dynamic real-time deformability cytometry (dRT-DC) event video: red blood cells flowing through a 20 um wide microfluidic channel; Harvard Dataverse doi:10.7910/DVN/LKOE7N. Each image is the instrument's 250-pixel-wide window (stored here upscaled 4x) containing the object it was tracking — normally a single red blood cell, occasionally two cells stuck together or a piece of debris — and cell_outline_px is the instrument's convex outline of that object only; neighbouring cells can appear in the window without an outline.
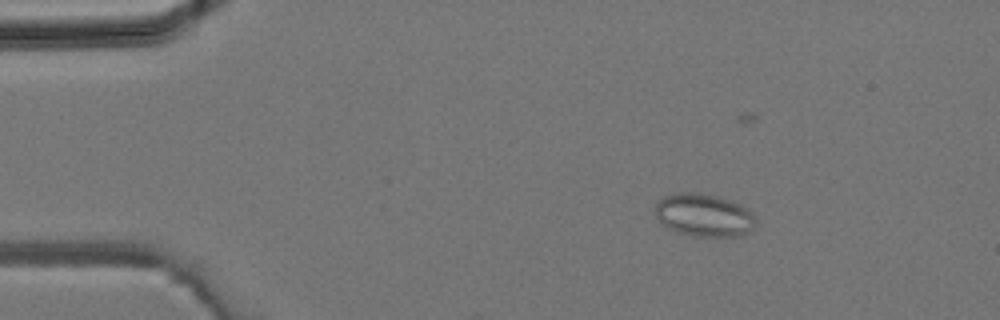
{"species": "common noctule bat (a hibernating species)", "species_latin": "Nyctalus noctula", "temperature_condition": "room temperature", "stored_images_in_passage": 4, "camera_frame_rate_fps": 3000, "um_per_image_px": 0.085, "animal": {"sex": "male", "body_mass_g": 19.2, "forearm_length_mm": 51.8}, "frame": {"image": 1, "passage_image": 3, "time_ms": 0.667, "image_size_px": [1000, 320], "cell_outline_px": [[756, 224], [748, 232], [740, 236], [692, 236], [676, 232], [660, 224], [656, 216], [656, 204], [664, 196], [676, 192], [692, 192], [716, 196], [740, 204], [748, 208], [752, 212], [756, 220]], "centroid_in_image_um": [59.83, 18.29], "position_along_channel_um": 25.2, "area_um2": 25.2}}